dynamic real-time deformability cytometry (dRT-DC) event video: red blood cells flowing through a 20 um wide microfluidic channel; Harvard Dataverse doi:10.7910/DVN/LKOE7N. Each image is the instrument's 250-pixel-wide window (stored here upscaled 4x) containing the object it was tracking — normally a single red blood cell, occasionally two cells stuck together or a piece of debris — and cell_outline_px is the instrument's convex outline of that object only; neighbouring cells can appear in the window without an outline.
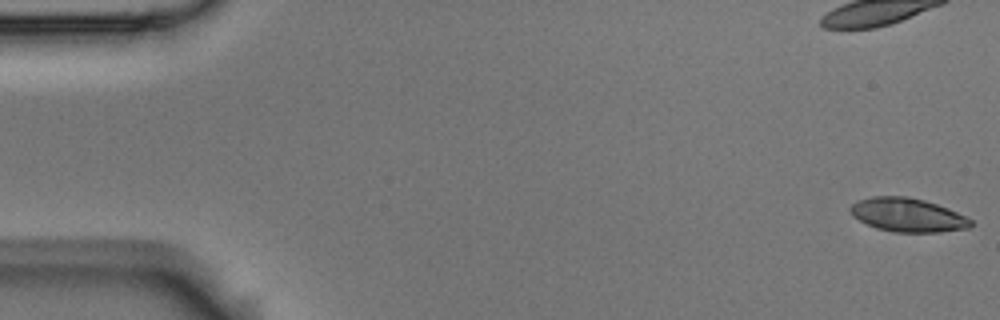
{"species": "Egyptian fruit bat (a non-hibernating species)", "species_latin": "Rousettus aegyptiacus", "temperature_condition": "room temperature", "stored_images_in_passage": 5, "camera_frame_rate_fps": 3000, "um_per_image_px": 0.085, "animal": {"sex": "male"}, "frame": {"image": 1, "passage_image": 1, "time_ms": 0.0, "image_size_px": [1000, 320], "cell_outline_px": [[972, 224], [968, 228], [940, 232], [896, 232], [876, 228], [852, 216], [848, 208], [856, 200], [872, 196], [908, 196], [924, 200], [948, 208], [972, 220]], "centroid_in_image_um": [77.11, 18.26], "position_along_channel_um": 7.9, "area_um2": 23.64}}
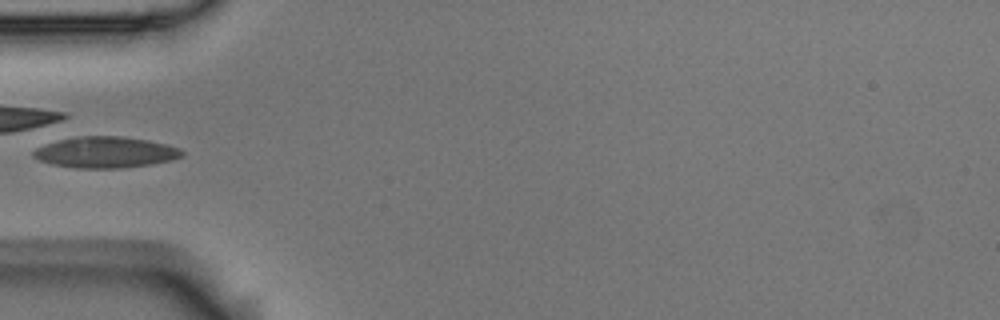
{"frame": {"image": 2, "passage_image": 5, "time_ms": 1.333, "image_size_px": [1000, 320], "cell_outline_px": [[184, 156], [172, 160], [152, 164], [120, 168], [76, 168], [52, 164], [40, 160], [32, 156], [32, 152], [36, 148], [60, 140], [76, 136], [124, 136], [148, 140], [180, 148], [184, 152]], "centroid_in_image_um": [9.0, 12.95], "position_along_channel_um": 76.0, "area_um2": 26.88}}